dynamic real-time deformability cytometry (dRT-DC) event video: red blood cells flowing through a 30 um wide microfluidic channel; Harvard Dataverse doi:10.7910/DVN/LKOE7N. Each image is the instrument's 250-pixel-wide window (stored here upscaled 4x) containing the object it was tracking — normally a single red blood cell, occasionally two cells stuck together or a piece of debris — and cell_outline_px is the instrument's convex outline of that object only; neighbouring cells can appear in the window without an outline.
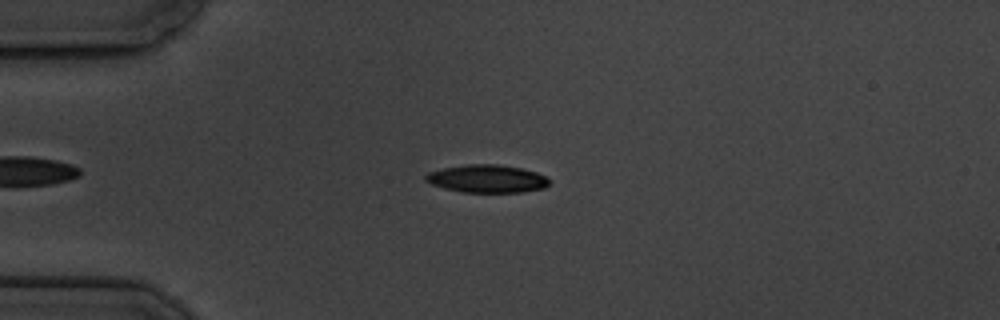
{"species": "common noctule bat (a hibernating species)", "species_latin": "Nyctalus noctula", "temperature_condition": "cold", "stored_images_in_passage": 6, "camera_frame_rate_fps": 3000, "um_per_image_px": 0.085, "animal": {"sex": "male", "body_mass_g": 19.5, "forearm_length_mm": 54.6}, "frame": {"image": 1, "passage_image": 5, "time_ms": 5.0, "image_size_px": [1000, 320], "cell_outline_px": [[548, 184], [544, 188], [524, 192], [460, 192], [444, 188], [432, 184], [424, 180], [424, 176], [428, 172], [444, 168], [468, 164], [496, 164], [520, 168], [536, 172], [544, 176], [548, 180]], "centroid_in_image_um": [41.36, 15.19], "position_along_channel_um": 43.6, "area_um2": 19.94}}